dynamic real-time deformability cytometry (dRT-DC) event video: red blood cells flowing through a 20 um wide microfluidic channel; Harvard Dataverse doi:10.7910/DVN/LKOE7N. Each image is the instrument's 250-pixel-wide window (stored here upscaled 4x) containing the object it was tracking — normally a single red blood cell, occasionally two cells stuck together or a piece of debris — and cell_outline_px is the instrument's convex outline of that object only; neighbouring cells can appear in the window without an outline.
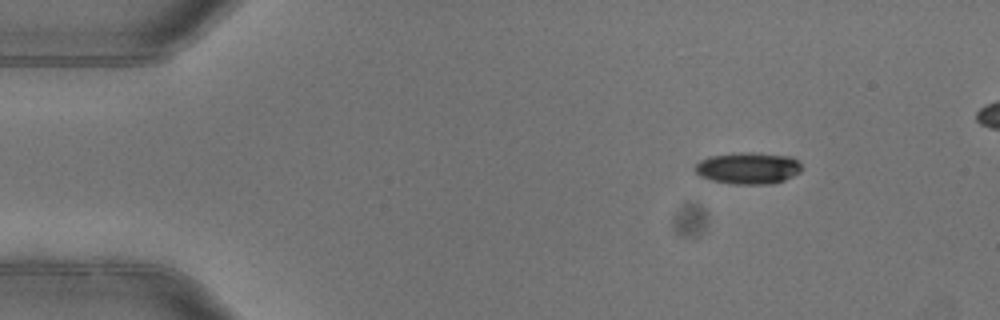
{"species": "common noctule bat (a hibernating species)", "species_latin": "Nyctalus noctula", "temperature_condition": "warm", "stored_images_in_passage": 4, "segment_of_instrument_passage": [1, 2], "camera_frame_rate_fps": 3000, "um_per_image_px": 0.085, "animal": {"sex": "female"}, "frame": {"image": 1, "passage_image": 1, "time_ms": 0.0, "image_size_px": [1000, 320], "cell_outline_px": [[800, 172], [784, 180], [772, 184], [732, 184], [712, 180], [700, 176], [692, 168], [700, 160], [708, 156], [740, 152], [752, 152], [792, 156], [800, 164]], "centroid_in_image_um": [63.56, 14.28], "position_along_channel_um": 21.4, "area_um2": 19.83}}